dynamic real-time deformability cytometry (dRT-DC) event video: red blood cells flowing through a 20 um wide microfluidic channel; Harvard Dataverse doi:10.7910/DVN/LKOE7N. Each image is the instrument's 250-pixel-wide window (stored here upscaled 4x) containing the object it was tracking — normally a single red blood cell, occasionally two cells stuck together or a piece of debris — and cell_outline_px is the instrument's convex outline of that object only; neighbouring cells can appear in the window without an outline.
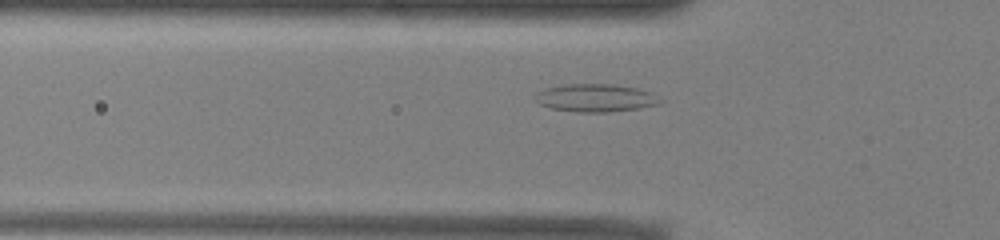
{"species": "common noctule bat (a hibernating species)", "species_latin": "Nyctalus noctula", "temperature_condition": "warm", "stored_images_in_passage": 36, "camera_frame_rate_fps": 3000, "um_per_image_px": 0.085, "animal": {"sex": "male", "body_mass_g": 13.0, "forearm_length_mm": 53.1}, "frame": {"image": 1, "passage_image": 12, "time_ms": 3.667, "image_size_px": [1000, 240], "cell_outline_px": [[664, 100], [660, 104], [640, 108], [608, 112], [576, 112], [552, 108], [540, 104], [532, 96], [536, 92], [544, 88], [564, 84], [612, 84], [636, 88], [652, 92]], "centroid_in_image_um": [50.63, 8.32], "position_along_channel_um": 75.2, "area_um2": 20.52}}
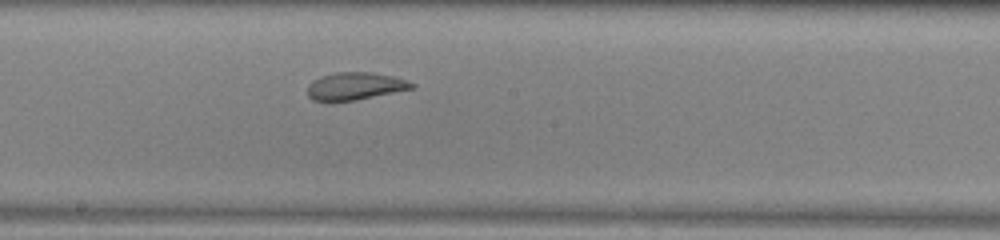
{"frame": {"image": 2, "passage_image": 23, "time_ms": 7.333, "image_size_px": [1000, 240], "cell_outline_px": [[416, 88], [356, 100], [312, 100], [308, 96], [308, 84], [312, 80], [320, 76], [336, 72], [372, 72], [392, 76], [408, 80], [416, 84]], "centroid_in_image_um": [30.22, 7.3], "position_along_channel_um": 218.0, "area_um2": 16.76}}
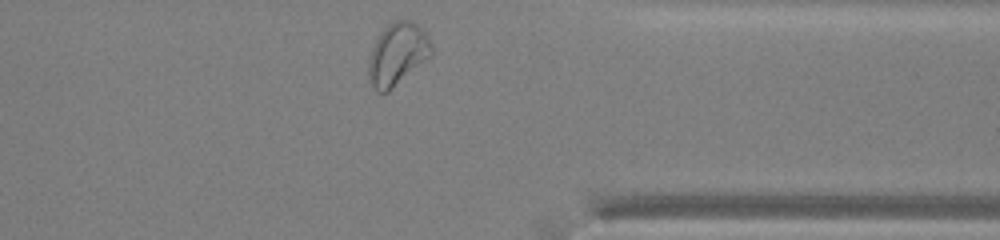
{"frame": {"image": 3, "passage_image": 36, "time_ms": 11.667, "image_size_px": [1000, 240], "cell_outline_px": [[432, 56], [388, 92], [376, 92], [368, 76], [368, 60], [372, 48], [380, 32], [392, 20], [412, 20], [428, 36], [432, 44]], "centroid_in_image_um": [33.79, 4.6], "position_along_channel_um": 377.6, "area_um2": 22.95}, "authors_computed_cell_mechanics": {"area_um2": 18.0336, "velocity_mm_per_s": 3.8994, "shape_relaxation_time_tau1_ms": null, "shape_relaxation_time_tau2_ms": 2.2123, "deformation_change_tau1": null, "deformation_change_tau2": 0.0856}}